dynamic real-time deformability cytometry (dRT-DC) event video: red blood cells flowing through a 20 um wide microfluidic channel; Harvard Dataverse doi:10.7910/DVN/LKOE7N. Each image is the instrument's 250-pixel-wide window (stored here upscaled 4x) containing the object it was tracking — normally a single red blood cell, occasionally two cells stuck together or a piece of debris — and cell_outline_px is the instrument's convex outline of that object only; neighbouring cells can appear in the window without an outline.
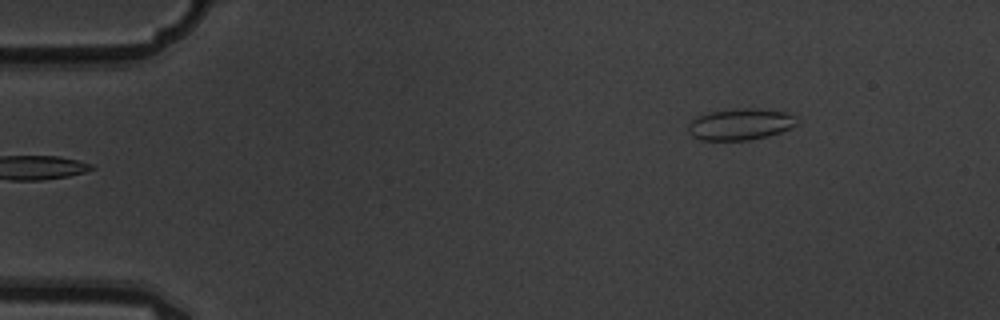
{"species": "common noctule bat (a hibernating species)", "species_latin": "Nyctalus noctula", "temperature_condition": "warm", "stored_images_in_passage": 3, "camera_frame_rate_fps": 3000, "um_per_image_px": 0.085, "animal": {"sex": "male", "body_mass_g": 19.5, "forearm_length_mm": 54.6}, "frame": {"image": 1, "passage_image": 3, "time_ms": 0.667, "image_size_px": [1000, 320], "cell_outline_px": [[796, 124], [780, 132], [768, 136], [748, 140], [700, 140], [692, 136], [688, 132], [688, 124], [696, 116], [708, 112], [748, 108], [752, 108], [784, 112], [796, 116]], "centroid_in_image_um": [62.88, 10.57], "position_along_channel_um": 22.1, "area_um2": 19.71}}